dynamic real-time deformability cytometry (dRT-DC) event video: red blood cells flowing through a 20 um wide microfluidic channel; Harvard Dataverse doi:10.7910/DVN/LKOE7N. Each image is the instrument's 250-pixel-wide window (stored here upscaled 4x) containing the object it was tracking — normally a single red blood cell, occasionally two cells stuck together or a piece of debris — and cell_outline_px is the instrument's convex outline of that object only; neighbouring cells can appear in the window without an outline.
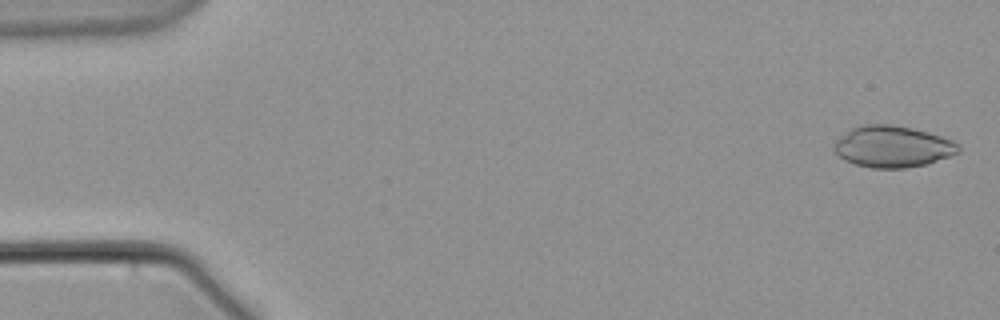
{"species": "common noctule bat (a hibernating species)", "species_latin": "Nyctalus noctula", "temperature_condition": "warm", "stored_images_in_passage": 5, "camera_frame_rate_fps": 3000, "um_per_image_px": 0.085, "animal": {"sex": "male", "body_mass_g": 21.5, "forearm_length_mm": 52.0}, "frame": {"image": 1, "passage_image": 5, "time_ms": 5.667, "image_size_px": [1000, 320], "cell_outline_px": [[960, 152], [928, 164], [904, 168], [872, 168], [856, 164], [844, 160], [832, 148], [836, 140], [852, 128], [860, 124], [888, 124], [912, 128], [928, 132], [952, 140], [960, 144]], "centroid_in_image_um": [75.88, 12.46], "position_along_channel_um": 9.1, "area_um2": 30.06}}